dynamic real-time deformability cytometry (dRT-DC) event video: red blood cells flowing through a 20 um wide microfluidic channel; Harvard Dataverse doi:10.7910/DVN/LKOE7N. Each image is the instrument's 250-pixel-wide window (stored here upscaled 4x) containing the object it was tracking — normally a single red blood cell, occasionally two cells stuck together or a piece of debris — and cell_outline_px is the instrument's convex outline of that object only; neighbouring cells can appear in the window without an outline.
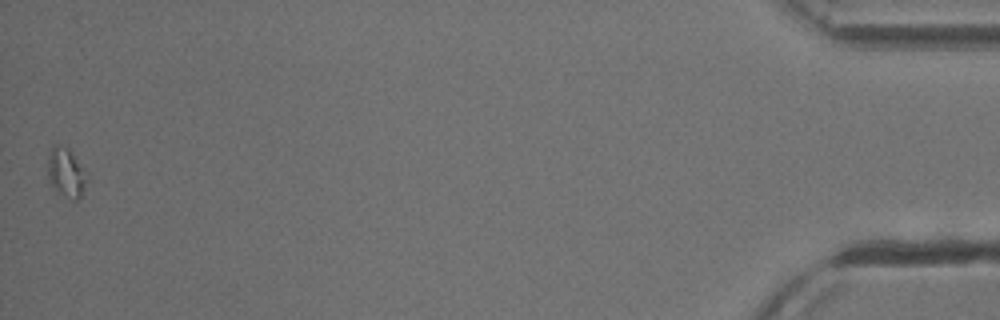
{"species": "common noctule bat (a hibernating species)", "species_latin": "Nyctalus noctula", "temperature_condition": "cold", "stored_images_in_passage": 41, "camera_frame_rate_fps": 3000, "um_per_image_px": 0.085, "animal": {"sex": "male", "body_mass_g": 13.3}, "frame": {"image": 1, "passage_image": 41, "time_ms": 13.333, "image_size_px": [1000, 320], "cell_outline_px": [[84, 184], [80, 200], [72, 200], [56, 192], [48, 176], [48, 160], [52, 144], [60, 144], [68, 148], [80, 168], [84, 180]], "centroid_in_image_um": [5.53, 14.69], "position_along_channel_um": 429.7, "area_um2": 10.52}}